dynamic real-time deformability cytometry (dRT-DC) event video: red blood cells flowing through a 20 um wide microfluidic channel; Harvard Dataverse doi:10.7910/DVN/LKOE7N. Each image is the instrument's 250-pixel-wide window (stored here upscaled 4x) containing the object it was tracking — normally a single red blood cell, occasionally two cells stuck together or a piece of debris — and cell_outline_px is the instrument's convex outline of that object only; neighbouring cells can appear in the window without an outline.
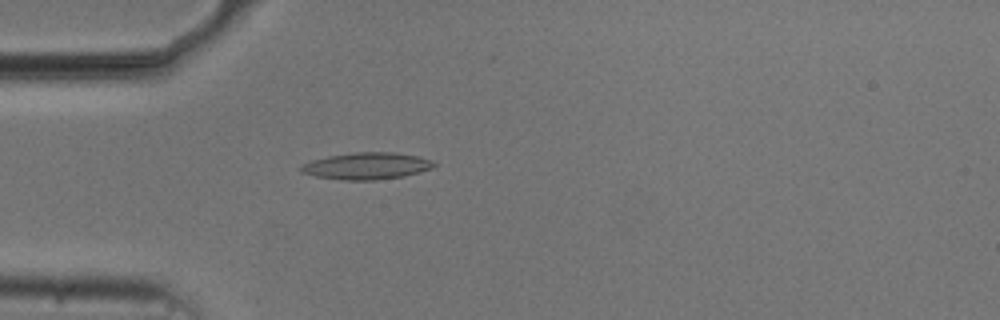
{"species": "common noctule bat (a hibernating species)", "species_latin": "Nyctalus noctula", "temperature_condition": "cold", "stored_images_in_passage": 45, "camera_frame_rate_fps": 3000, "um_per_image_px": 0.085, "animal": {"sex": "male", "body_mass_g": 20.5, "forearm_length_mm": 52.5}, "frame": {"image": 1, "passage_image": 7, "time_ms": 2.0, "image_size_px": [1000, 320], "cell_outline_px": [[436, 164], [432, 168], [420, 172], [404, 176], [376, 180], [344, 180], [316, 176], [300, 172], [300, 168], [304, 164], [312, 160], [328, 156], [356, 152], [396, 152], [420, 156], [432, 160]], "centroid_in_image_um": [31.21, 14.1], "position_along_channel_um": 53.8, "area_um2": 20.81}}
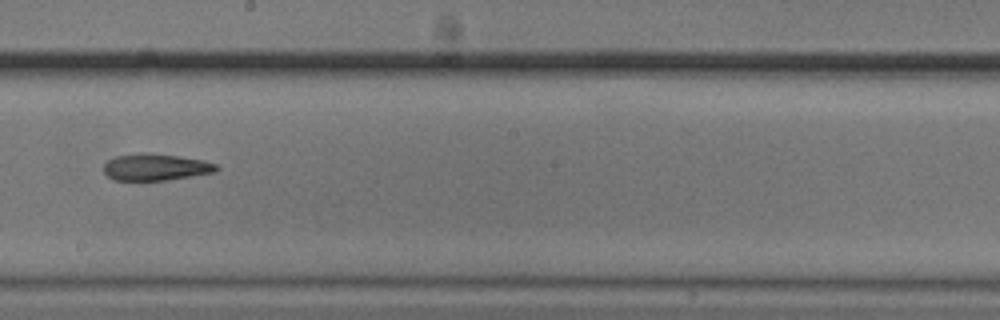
{"frame": {"image": 2, "passage_image": 22, "time_ms": 7.0, "image_size_px": [1000, 320], "cell_outline_px": [[220, 168], [216, 172], [168, 180], [112, 180], [104, 172], [104, 164], [108, 160], [116, 156], [144, 152], [148, 152], [176, 156], [200, 160], [216, 164]], "centroid_in_image_um": [13.21, 14.21], "position_along_channel_um": 235.0, "area_um2": 17.51}}
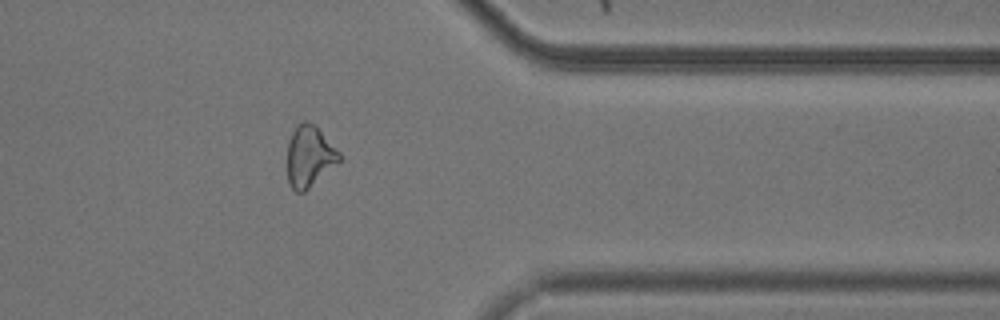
{"frame": {"image": 3, "passage_image": 35, "time_ms": 11.333, "image_size_px": [1000, 320], "cell_outline_px": [[340, 160], [304, 192], [296, 192], [288, 184], [288, 140], [296, 124], [304, 120], [308, 120], [340, 152]], "centroid_in_image_um": [26.26, 13.28], "position_along_channel_um": 385.1, "area_um2": 18.15}, "authors_computed_cell_mechanics": {"area_um2": 18.9584, "velocity_mm_per_s": 3.7525, "shape_relaxation_time_tau1_ms": 7.1663, "shape_relaxation_time_tau2_ms": null, "deformation_change_tau1": 0.1698, "deformation_change_tau2": null}}